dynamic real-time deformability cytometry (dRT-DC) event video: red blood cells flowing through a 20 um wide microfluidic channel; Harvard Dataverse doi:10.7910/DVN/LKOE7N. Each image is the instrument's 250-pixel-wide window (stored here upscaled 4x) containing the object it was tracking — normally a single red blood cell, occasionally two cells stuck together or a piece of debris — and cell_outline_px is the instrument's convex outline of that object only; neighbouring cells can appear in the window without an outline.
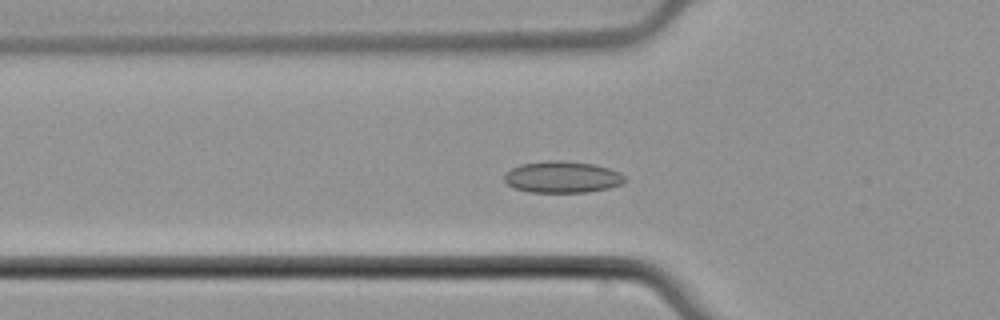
{"species": "common noctule bat (a hibernating species)", "species_latin": "Nyctalus noctula", "temperature_condition": "cold", "stored_images_in_passage": 56, "camera_frame_rate_fps": 3000, "um_per_image_px": 0.085, "animal": {"sex": "male", "body_mass_g": 21.5, "forearm_length_mm": 52.0}, "frame": {"image": 1, "passage_image": 20, "time_ms": 6.333, "image_size_px": [1000, 320], "cell_outline_px": [[624, 180], [620, 184], [608, 188], [588, 192], [528, 192], [512, 188], [504, 180], [504, 176], [512, 168], [520, 164], [548, 160], [560, 160], [596, 164], [620, 172], [624, 176]], "centroid_in_image_um": [47.77, 15.04], "position_along_channel_um": 78.0, "area_um2": 22.2}}
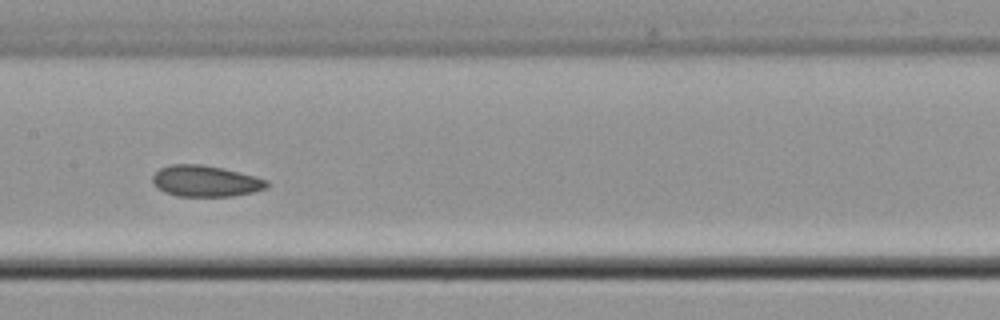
{"frame": {"image": 2, "passage_image": 29, "time_ms": 9.333, "image_size_px": [1000, 320], "cell_outline_px": [[268, 188], [252, 192], [232, 196], [176, 196], [164, 192], [156, 188], [152, 184], [152, 176], [160, 168], [168, 164], [200, 164], [220, 168], [268, 180]], "centroid_in_image_um": [17.4, 15.4], "position_along_channel_um": 190.0, "area_um2": 20.69}}
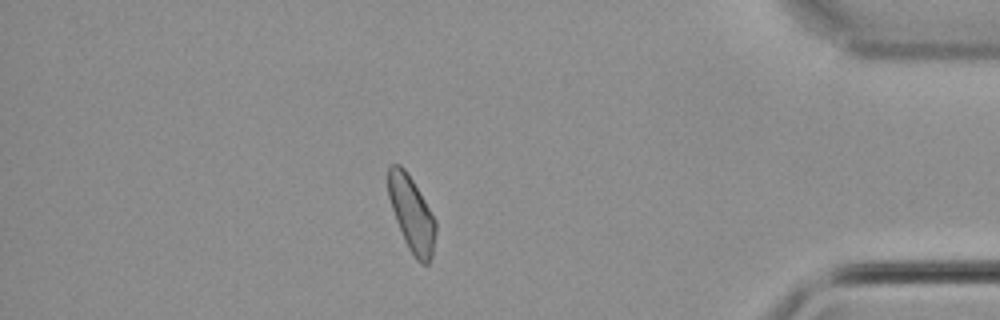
{"frame": {"image": 3, "passage_image": 49, "time_ms": 16.0, "image_size_px": [1000, 320], "cell_outline_px": [[436, 232], [432, 256], [428, 264], [424, 264], [416, 260], [408, 248], [404, 240], [396, 220], [388, 196], [388, 168], [392, 164], [400, 164], [404, 168], [412, 180], [436, 220]], "centroid_in_image_um": [34.99, 18.2], "position_along_channel_um": 400.2, "area_um2": 20.58}, "authors_computed_cell_mechanics": {"area_um2": 21.386, "velocity_mm_per_s": 3.754, "shape_relaxation_time_tau1_ms": null, "shape_relaxation_time_tau2_ms": 1.76, "deformation_change_tau1": null, "deformation_change_tau2": 0.0594}}